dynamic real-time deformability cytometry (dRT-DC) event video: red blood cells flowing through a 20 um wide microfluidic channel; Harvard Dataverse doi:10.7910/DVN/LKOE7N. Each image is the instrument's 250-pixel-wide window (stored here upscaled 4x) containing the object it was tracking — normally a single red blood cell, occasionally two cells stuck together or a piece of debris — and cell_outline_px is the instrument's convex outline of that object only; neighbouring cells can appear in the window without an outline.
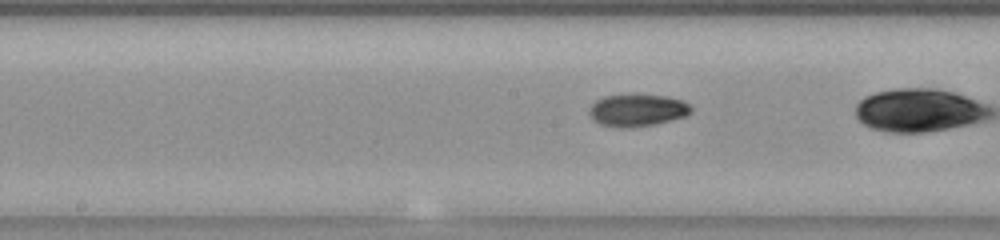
{"species": "common noctule bat (a hibernating species)", "species_latin": "Nyctalus noctula", "temperature_condition": "room temperature", "stored_images_in_passage": 38, "camera_frame_rate_fps": 3000, "um_per_image_px": 0.085, "animal": {"sex": "female", "body_mass_g": 23.0, "forearm_length_mm": 53.4}, "frame": {"image": 1, "passage_image": 24, "time_ms": 7.667, "image_size_px": [1000, 240], "cell_outline_px": [[692, 112], [684, 116], [672, 120], [656, 124], [628, 128], [620, 128], [600, 124], [592, 120], [588, 112], [588, 108], [596, 100], [604, 96], [668, 96], [684, 100], [692, 108]], "centroid_in_image_um": [54.16, 9.4], "position_along_channel_um": 194.0, "area_um2": 19.02}}